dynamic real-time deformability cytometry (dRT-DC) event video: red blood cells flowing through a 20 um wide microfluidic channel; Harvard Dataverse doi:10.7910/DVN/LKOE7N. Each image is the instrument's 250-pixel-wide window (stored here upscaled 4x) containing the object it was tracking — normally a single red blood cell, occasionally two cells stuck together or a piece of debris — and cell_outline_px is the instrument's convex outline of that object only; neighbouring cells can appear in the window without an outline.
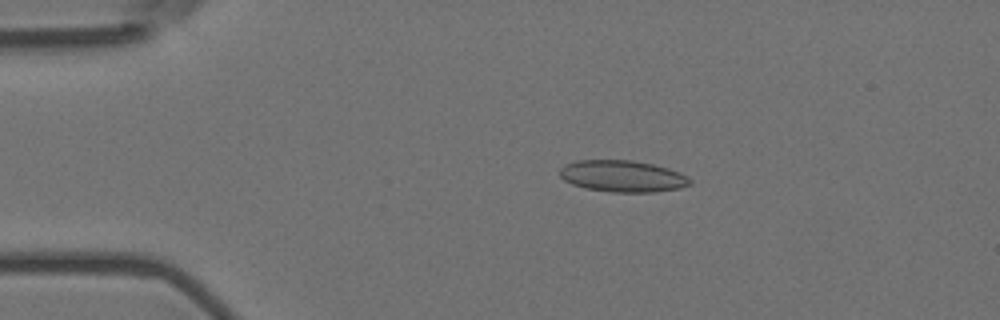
{"species": "Egyptian fruit bat (a non-hibernating species)", "species_latin": "Rousettus aegyptiacus", "temperature_condition": "room temperature", "stored_images_in_passage": 56, "camera_frame_rate_fps": 3000, "um_per_image_px": 0.085, "animal": {"sex": "female"}, "frame": {"image": 1, "passage_image": 11, "time_ms": 3.333, "image_size_px": [1000, 320], "cell_outline_px": [[692, 184], [680, 188], [652, 192], [612, 192], [584, 188], [572, 184], [564, 180], [560, 176], [560, 168], [564, 164], [576, 160], [632, 160], [652, 164], [668, 168], [680, 172], [688, 176], [692, 180]], "centroid_in_image_um": [52.92, 14.97], "position_along_channel_um": 32.1, "area_um2": 24.16}}
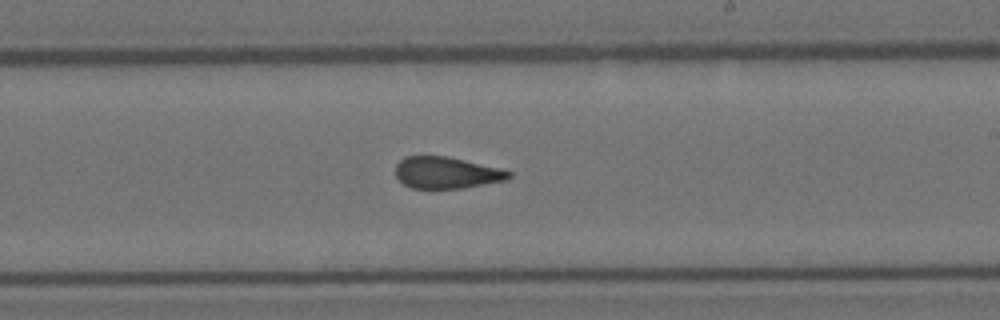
{"frame": {"image": 2, "passage_image": 33, "time_ms": 10.667, "image_size_px": [1000, 320], "cell_outline_px": [[512, 176], [508, 180], [460, 188], [412, 188], [404, 184], [396, 176], [396, 164], [404, 156], [448, 156], [500, 168], [512, 172]], "centroid_in_image_um": [37.96, 14.67], "position_along_channel_um": 251.0, "area_um2": 20.87}}
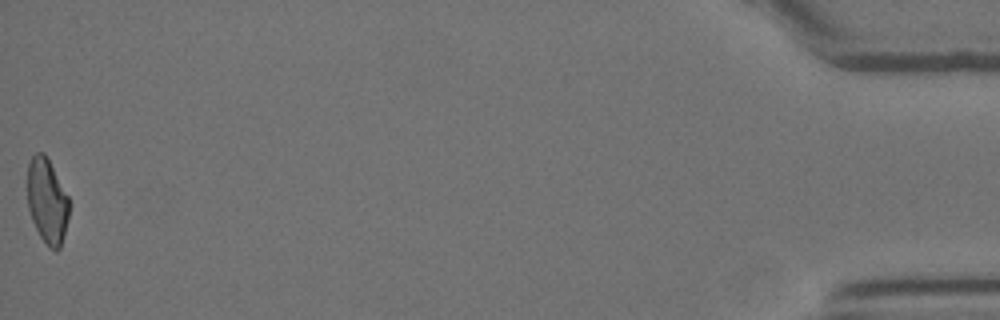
{"frame": {"image": 3, "passage_image": 56, "time_ms": 18.333, "image_size_px": [1000, 320], "cell_outline_px": [[68, 216], [60, 248], [56, 252], [40, 236], [32, 220], [28, 208], [28, 164], [32, 156], [36, 152], [44, 152], [68, 196]], "centroid_in_image_um": [3.99, 17.06], "position_along_channel_um": 431.2, "area_um2": 20.17}, "authors_computed_cell_mechanics": {"area_um2": 22.253, "velocity_mm_per_s": 3.6191, "shape_relaxation_time_tau1_ms": null, "shape_relaxation_time_tau2_ms": 2.6154, "deformation_change_tau1": null, "deformation_change_tau2": 0.0979}}